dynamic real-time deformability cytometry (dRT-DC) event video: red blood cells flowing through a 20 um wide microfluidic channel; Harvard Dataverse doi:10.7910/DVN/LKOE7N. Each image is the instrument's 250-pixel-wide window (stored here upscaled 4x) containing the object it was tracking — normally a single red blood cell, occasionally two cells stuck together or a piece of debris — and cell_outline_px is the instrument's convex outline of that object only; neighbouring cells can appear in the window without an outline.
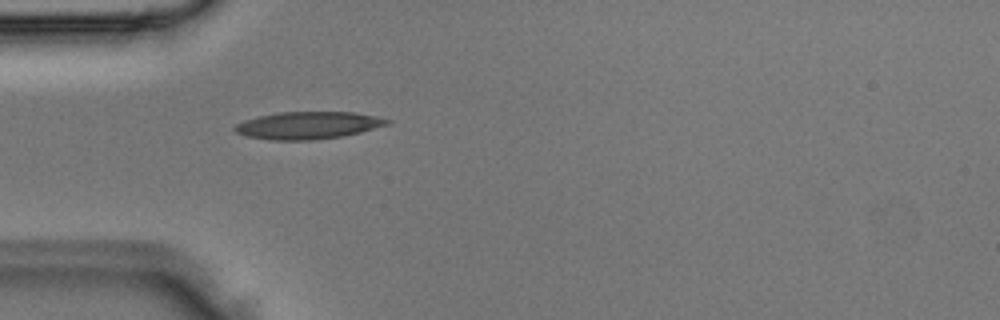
{"species": "Egyptian fruit bat (a non-hibernating species)", "species_latin": "Rousettus aegyptiacus", "temperature_condition": "room temperature", "stored_images_in_passage": 4, "camera_frame_rate_fps": 3000, "um_per_image_px": 0.085, "animal": {"sex": "male"}, "frame": {"image": 1, "passage_image": 4, "time_ms": 1.0, "image_size_px": [1000, 320], "cell_outline_px": [[392, 120], [388, 124], [360, 132], [344, 136], [312, 140], [268, 140], [244, 136], [236, 132], [232, 128], [236, 124], [244, 120], [260, 116], [280, 112], [352, 112], [376, 116]], "centroid_in_image_um": [26.15, 10.66], "position_along_channel_um": 58.9, "area_um2": 24.28}}